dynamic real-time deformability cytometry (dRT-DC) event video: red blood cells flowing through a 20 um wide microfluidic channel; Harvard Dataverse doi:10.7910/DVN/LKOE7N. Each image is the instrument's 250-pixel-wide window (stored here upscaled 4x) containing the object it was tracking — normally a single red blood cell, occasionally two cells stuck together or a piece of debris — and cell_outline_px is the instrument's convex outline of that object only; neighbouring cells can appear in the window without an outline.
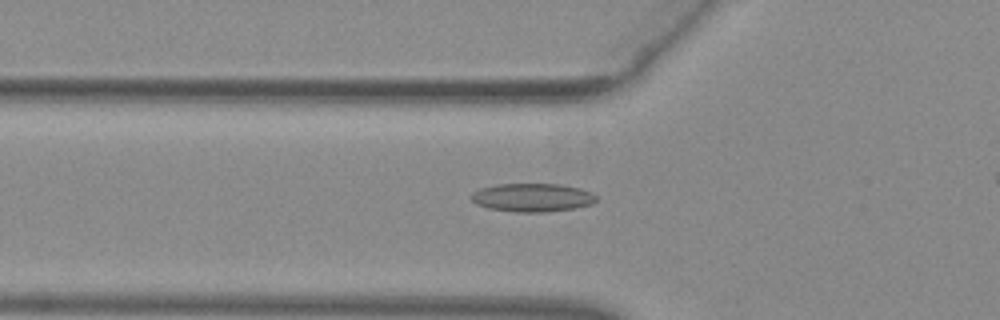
{"species": "common noctule bat (a hibernating species)", "species_latin": "Nyctalus noctula", "temperature_condition": "warm", "stored_images_in_passage": 31, "camera_frame_rate_fps": 3000, "um_per_image_px": 0.085, "animal": {"sex": "female", "body_mass_g": 29.2, "forearm_length_mm": 56.3}, "frame": {"image": 1, "passage_image": 3, "time_ms": 0.667, "image_size_px": [1000, 320], "cell_outline_px": [[596, 200], [592, 204], [576, 208], [544, 212], [516, 212], [488, 208], [476, 204], [468, 196], [472, 192], [480, 188], [496, 184], [560, 184], [580, 188], [592, 192], [596, 196]], "centroid_in_image_um": [45.23, 16.79], "position_along_channel_um": 80.6, "area_um2": 20.87}}
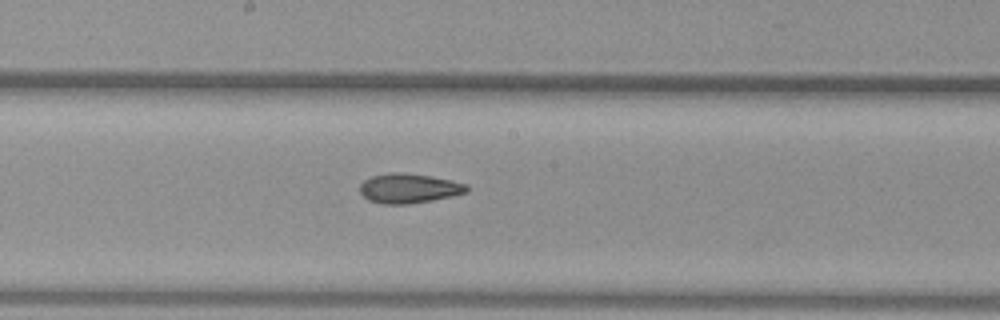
{"frame": {"image": 2, "passage_image": 13, "time_ms": 4.0, "image_size_px": [1000, 320], "cell_outline_px": [[468, 192], [452, 196], [432, 200], [408, 204], [380, 204], [368, 200], [360, 192], [360, 184], [364, 180], [372, 176], [388, 172], [404, 172], [432, 176], [452, 180], [468, 184]], "centroid_in_image_um": [34.76, 16.0], "position_along_channel_um": 213.4, "area_um2": 18.67}}
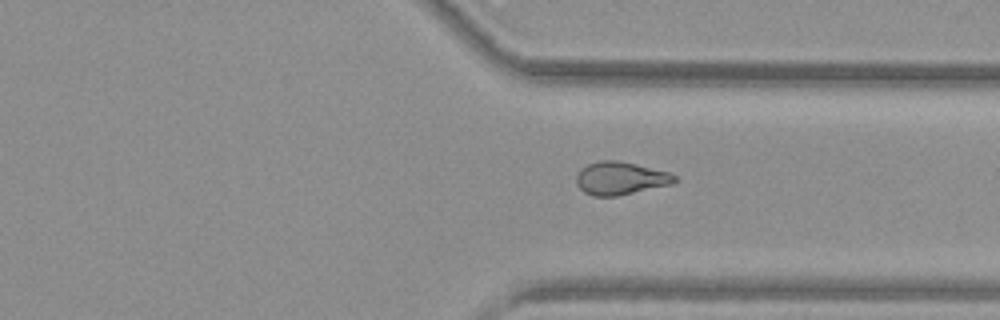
{"frame": {"image": 3, "passage_image": 24, "time_ms": 7.667, "image_size_px": [1000, 320], "cell_outline_px": [[676, 180], [672, 184], [616, 196], [592, 196], [584, 192], [576, 184], [576, 176], [580, 168], [588, 164], [600, 160], [616, 160], [636, 164], [668, 172], [676, 176]], "centroid_in_image_um": [52.7, 15.15], "position_along_channel_um": 358.7, "area_um2": 18.79}}